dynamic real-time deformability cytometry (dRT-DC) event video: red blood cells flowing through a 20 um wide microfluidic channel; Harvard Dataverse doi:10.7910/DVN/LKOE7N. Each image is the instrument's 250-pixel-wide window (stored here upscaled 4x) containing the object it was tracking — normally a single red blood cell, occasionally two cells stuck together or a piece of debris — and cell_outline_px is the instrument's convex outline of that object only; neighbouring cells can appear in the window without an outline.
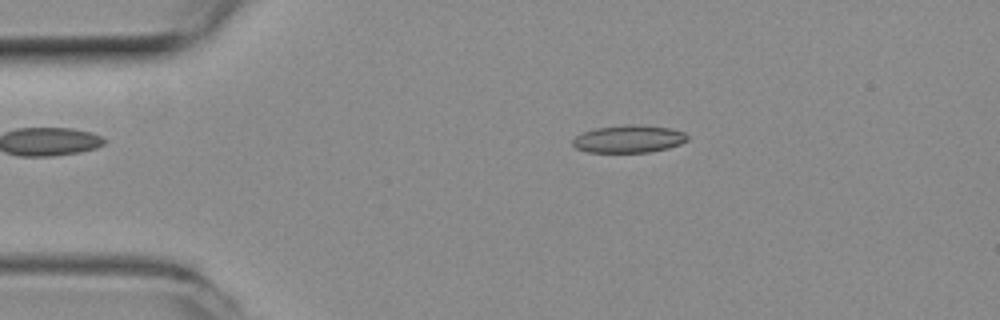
{"species": "common noctule bat (a hibernating species)", "species_latin": "Nyctalus noctula", "temperature_condition": "room temperature", "stored_images_in_passage": 50, "camera_frame_rate_fps": 3000, "um_per_image_px": 0.085, "animal": {"sex": "female", "body_mass_g": 19.3, "forearm_length_mm": 54.1}, "frame": {"image": 1, "passage_image": 8, "time_ms": 2.333, "image_size_px": [1000, 320], "cell_outline_px": [[688, 140], [680, 144], [668, 148], [648, 152], [588, 152], [576, 148], [572, 144], [572, 140], [580, 132], [596, 128], [624, 124], [636, 124], [672, 128], [684, 132], [688, 136]], "centroid_in_image_um": [53.44, 11.8], "position_along_channel_um": 31.6, "area_um2": 18.61}}
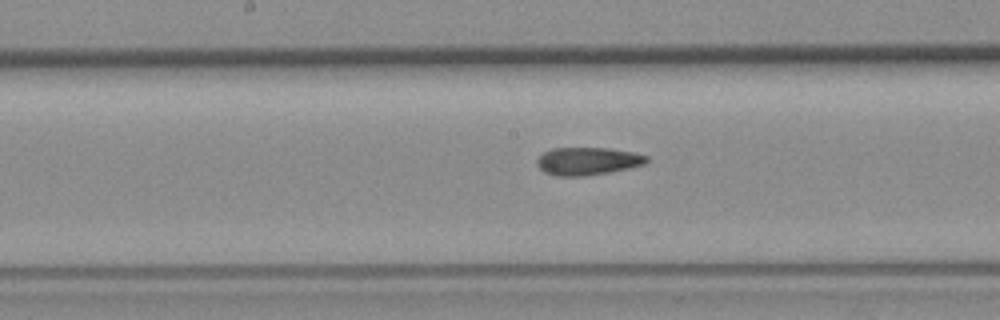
{"frame": {"image": 2, "passage_image": 24, "time_ms": 7.667, "image_size_px": [1000, 320], "cell_outline_px": [[648, 160], [644, 164], [628, 168], [608, 172], [584, 176], [556, 176], [544, 172], [536, 164], [536, 160], [544, 152], [552, 148], [608, 148], [632, 152], [648, 156]], "centroid_in_image_um": [49.92, 13.69], "position_along_channel_um": 198.3, "area_um2": 17.63}}
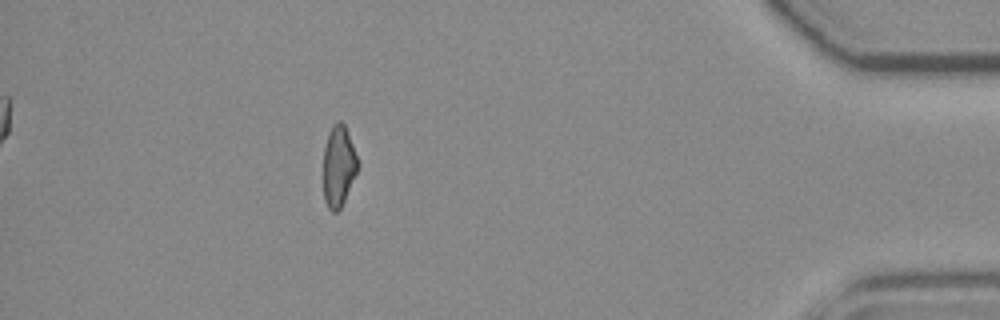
{"frame": {"image": 3, "passage_image": 44, "time_ms": 14.333, "image_size_px": [1000, 320], "cell_outline_px": [[356, 172], [344, 200], [340, 208], [336, 212], [332, 212], [328, 208], [324, 200], [324, 148], [328, 132], [332, 124], [340, 120], [344, 124], [348, 132], [356, 156]], "centroid_in_image_um": [28.74, 14.1], "position_along_channel_um": 406.5, "area_um2": 15.84}, "authors_computed_cell_mechanics": {"area_um2": 17.918, "velocity_mm_per_s": 3.9658, "shape_relaxation_time_tau1_ms": null, "shape_relaxation_time_tau2_ms": 3.2182, "deformation_change_tau1": null, "deformation_change_tau2": 0.1171}}